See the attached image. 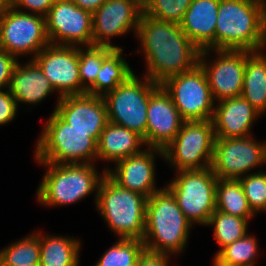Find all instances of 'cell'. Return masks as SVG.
<instances>
[{
  "mask_svg": "<svg viewBox=\"0 0 266 266\" xmlns=\"http://www.w3.org/2000/svg\"><path fill=\"white\" fill-rule=\"evenodd\" d=\"M185 121L212 120L215 101L204 70H192L168 78L161 84Z\"/></svg>",
  "mask_w": 266,
  "mask_h": 266,
  "instance_id": "11",
  "label": "cell"
},
{
  "mask_svg": "<svg viewBox=\"0 0 266 266\" xmlns=\"http://www.w3.org/2000/svg\"><path fill=\"white\" fill-rule=\"evenodd\" d=\"M0 43L7 53L31 59L50 44L46 33V17L24 13L12 6L0 14Z\"/></svg>",
  "mask_w": 266,
  "mask_h": 266,
  "instance_id": "10",
  "label": "cell"
},
{
  "mask_svg": "<svg viewBox=\"0 0 266 266\" xmlns=\"http://www.w3.org/2000/svg\"><path fill=\"white\" fill-rule=\"evenodd\" d=\"M35 144L36 162L53 164H93L101 132L72 128L55 111L51 113Z\"/></svg>",
  "mask_w": 266,
  "mask_h": 266,
  "instance_id": "4",
  "label": "cell"
},
{
  "mask_svg": "<svg viewBox=\"0 0 266 266\" xmlns=\"http://www.w3.org/2000/svg\"><path fill=\"white\" fill-rule=\"evenodd\" d=\"M145 250V245L139 239H118L115 244L101 256L95 266H129L138 261Z\"/></svg>",
  "mask_w": 266,
  "mask_h": 266,
  "instance_id": "31",
  "label": "cell"
},
{
  "mask_svg": "<svg viewBox=\"0 0 266 266\" xmlns=\"http://www.w3.org/2000/svg\"><path fill=\"white\" fill-rule=\"evenodd\" d=\"M114 50L107 46L79 47V73L82 87L87 91L96 81L103 60Z\"/></svg>",
  "mask_w": 266,
  "mask_h": 266,
  "instance_id": "32",
  "label": "cell"
},
{
  "mask_svg": "<svg viewBox=\"0 0 266 266\" xmlns=\"http://www.w3.org/2000/svg\"><path fill=\"white\" fill-rule=\"evenodd\" d=\"M216 210L240 218H252L251 210L239 179H219L216 184Z\"/></svg>",
  "mask_w": 266,
  "mask_h": 266,
  "instance_id": "27",
  "label": "cell"
},
{
  "mask_svg": "<svg viewBox=\"0 0 266 266\" xmlns=\"http://www.w3.org/2000/svg\"><path fill=\"white\" fill-rule=\"evenodd\" d=\"M123 48L114 49L102 62L95 83L86 93L104 97L134 74L126 59Z\"/></svg>",
  "mask_w": 266,
  "mask_h": 266,
  "instance_id": "26",
  "label": "cell"
},
{
  "mask_svg": "<svg viewBox=\"0 0 266 266\" xmlns=\"http://www.w3.org/2000/svg\"><path fill=\"white\" fill-rule=\"evenodd\" d=\"M46 33L52 45L92 46V13L72 0H55L46 16Z\"/></svg>",
  "mask_w": 266,
  "mask_h": 266,
  "instance_id": "14",
  "label": "cell"
},
{
  "mask_svg": "<svg viewBox=\"0 0 266 266\" xmlns=\"http://www.w3.org/2000/svg\"><path fill=\"white\" fill-rule=\"evenodd\" d=\"M54 111L79 131L102 132L109 122L104 98L88 93L62 97Z\"/></svg>",
  "mask_w": 266,
  "mask_h": 266,
  "instance_id": "19",
  "label": "cell"
},
{
  "mask_svg": "<svg viewBox=\"0 0 266 266\" xmlns=\"http://www.w3.org/2000/svg\"><path fill=\"white\" fill-rule=\"evenodd\" d=\"M48 167L36 192L37 202L44 206H66L86 198L95 191L97 193L106 169L102 174L94 164H53L37 162Z\"/></svg>",
  "mask_w": 266,
  "mask_h": 266,
  "instance_id": "5",
  "label": "cell"
},
{
  "mask_svg": "<svg viewBox=\"0 0 266 266\" xmlns=\"http://www.w3.org/2000/svg\"><path fill=\"white\" fill-rule=\"evenodd\" d=\"M143 14V0H106L92 14V46H107L114 49L110 38L126 35L133 30L135 35Z\"/></svg>",
  "mask_w": 266,
  "mask_h": 266,
  "instance_id": "15",
  "label": "cell"
},
{
  "mask_svg": "<svg viewBox=\"0 0 266 266\" xmlns=\"http://www.w3.org/2000/svg\"><path fill=\"white\" fill-rule=\"evenodd\" d=\"M191 227L192 224L166 186L147 199L142 240L145 250L168 255L180 254L187 246Z\"/></svg>",
  "mask_w": 266,
  "mask_h": 266,
  "instance_id": "3",
  "label": "cell"
},
{
  "mask_svg": "<svg viewBox=\"0 0 266 266\" xmlns=\"http://www.w3.org/2000/svg\"><path fill=\"white\" fill-rule=\"evenodd\" d=\"M11 7V0H0V14Z\"/></svg>",
  "mask_w": 266,
  "mask_h": 266,
  "instance_id": "40",
  "label": "cell"
},
{
  "mask_svg": "<svg viewBox=\"0 0 266 266\" xmlns=\"http://www.w3.org/2000/svg\"><path fill=\"white\" fill-rule=\"evenodd\" d=\"M166 187L174 195L179 208L194 226H206L216 210V184L218 177L208 167L183 170Z\"/></svg>",
  "mask_w": 266,
  "mask_h": 266,
  "instance_id": "8",
  "label": "cell"
},
{
  "mask_svg": "<svg viewBox=\"0 0 266 266\" xmlns=\"http://www.w3.org/2000/svg\"><path fill=\"white\" fill-rule=\"evenodd\" d=\"M252 218H240L215 210L210 216L207 226H214L213 236L221 247L232 244L248 233V224Z\"/></svg>",
  "mask_w": 266,
  "mask_h": 266,
  "instance_id": "30",
  "label": "cell"
},
{
  "mask_svg": "<svg viewBox=\"0 0 266 266\" xmlns=\"http://www.w3.org/2000/svg\"><path fill=\"white\" fill-rule=\"evenodd\" d=\"M266 165V141L253 135L243 138H215L210 168L219 179H239L253 168ZM247 173V174H246Z\"/></svg>",
  "mask_w": 266,
  "mask_h": 266,
  "instance_id": "12",
  "label": "cell"
},
{
  "mask_svg": "<svg viewBox=\"0 0 266 266\" xmlns=\"http://www.w3.org/2000/svg\"><path fill=\"white\" fill-rule=\"evenodd\" d=\"M184 121L171 96L160 86L148 103L145 146L163 150L176 137Z\"/></svg>",
  "mask_w": 266,
  "mask_h": 266,
  "instance_id": "18",
  "label": "cell"
},
{
  "mask_svg": "<svg viewBox=\"0 0 266 266\" xmlns=\"http://www.w3.org/2000/svg\"><path fill=\"white\" fill-rule=\"evenodd\" d=\"M213 266H221L215 260H213Z\"/></svg>",
  "mask_w": 266,
  "mask_h": 266,
  "instance_id": "42",
  "label": "cell"
},
{
  "mask_svg": "<svg viewBox=\"0 0 266 266\" xmlns=\"http://www.w3.org/2000/svg\"><path fill=\"white\" fill-rule=\"evenodd\" d=\"M261 114L242 96L216 102L212 118L215 138H243Z\"/></svg>",
  "mask_w": 266,
  "mask_h": 266,
  "instance_id": "20",
  "label": "cell"
},
{
  "mask_svg": "<svg viewBox=\"0 0 266 266\" xmlns=\"http://www.w3.org/2000/svg\"><path fill=\"white\" fill-rule=\"evenodd\" d=\"M145 145L137 133L108 122L97 142V160L116 163L126 157L141 153Z\"/></svg>",
  "mask_w": 266,
  "mask_h": 266,
  "instance_id": "23",
  "label": "cell"
},
{
  "mask_svg": "<svg viewBox=\"0 0 266 266\" xmlns=\"http://www.w3.org/2000/svg\"><path fill=\"white\" fill-rule=\"evenodd\" d=\"M214 142L212 120L184 121L176 137L163 149L164 160L175 172L208 168Z\"/></svg>",
  "mask_w": 266,
  "mask_h": 266,
  "instance_id": "9",
  "label": "cell"
},
{
  "mask_svg": "<svg viewBox=\"0 0 266 266\" xmlns=\"http://www.w3.org/2000/svg\"><path fill=\"white\" fill-rule=\"evenodd\" d=\"M216 59L207 61L210 52ZM199 65L204 70L216 103L241 96L246 65V50H210L200 52Z\"/></svg>",
  "mask_w": 266,
  "mask_h": 266,
  "instance_id": "13",
  "label": "cell"
},
{
  "mask_svg": "<svg viewBox=\"0 0 266 266\" xmlns=\"http://www.w3.org/2000/svg\"><path fill=\"white\" fill-rule=\"evenodd\" d=\"M18 60L5 50H0V90L8 88L13 69Z\"/></svg>",
  "mask_w": 266,
  "mask_h": 266,
  "instance_id": "37",
  "label": "cell"
},
{
  "mask_svg": "<svg viewBox=\"0 0 266 266\" xmlns=\"http://www.w3.org/2000/svg\"><path fill=\"white\" fill-rule=\"evenodd\" d=\"M169 257L171 255L144 250L138 258V266H169Z\"/></svg>",
  "mask_w": 266,
  "mask_h": 266,
  "instance_id": "38",
  "label": "cell"
},
{
  "mask_svg": "<svg viewBox=\"0 0 266 266\" xmlns=\"http://www.w3.org/2000/svg\"><path fill=\"white\" fill-rule=\"evenodd\" d=\"M136 36L147 67L143 76L158 85L199 64L201 50L186 36L180 25L143 13Z\"/></svg>",
  "mask_w": 266,
  "mask_h": 266,
  "instance_id": "1",
  "label": "cell"
},
{
  "mask_svg": "<svg viewBox=\"0 0 266 266\" xmlns=\"http://www.w3.org/2000/svg\"><path fill=\"white\" fill-rule=\"evenodd\" d=\"M264 10H265V13H266V0H260Z\"/></svg>",
  "mask_w": 266,
  "mask_h": 266,
  "instance_id": "41",
  "label": "cell"
},
{
  "mask_svg": "<svg viewBox=\"0 0 266 266\" xmlns=\"http://www.w3.org/2000/svg\"><path fill=\"white\" fill-rule=\"evenodd\" d=\"M80 239L40 232V266H79Z\"/></svg>",
  "mask_w": 266,
  "mask_h": 266,
  "instance_id": "25",
  "label": "cell"
},
{
  "mask_svg": "<svg viewBox=\"0 0 266 266\" xmlns=\"http://www.w3.org/2000/svg\"><path fill=\"white\" fill-rule=\"evenodd\" d=\"M147 197L119 186L107 174L103 177L96 210L119 239L143 240Z\"/></svg>",
  "mask_w": 266,
  "mask_h": 266,
  "instance_id": "6",
  "label": "cell"
},
{
  "mask_svg": "<svg viewBox=\"0 0 266 266\" xmlns=\"http://www.w3.org/2000/svg\"><path fill=\"white\" fill-rule=\"evenodd\" d=\"M259 170L239 178L249 206L255 214L266 212V172Z\"/></svg>",
  "mask_w": 266,
  "mask_h": 266,
  "instance_id": "34",
  "label": "cell"
},
{
  "mask_svg": "<svg viewBox=\"0 0 266 266\" xmlns=\"http://www.w3.org/2000/svg\"><path fill=\"white\" fill-rule=\"evenodd\" d=\"M160 86L146 76L139 79L135 73L131 75L103 97L108 121L137 133L145 142L148 103Z\"/></svg>",
  "mask_w": 266,
  "mask_h": 266,
  "instance_id": "7",
  "label": "cell"
},
{
  "mask_svg": "<svg viewBox=\"0 0 266 266\" xmlns=\"http://www.w3.org/2000/svg\"><path fill=\"white\" fill-rule=\"evenodd\" d=\"M258 246L255 235L247 233L244 237L217 251L213 260L221 266H255Z\"/></svg>",
  "mask_w": 266,
  "mask_h": 266,
  "instance_id": "29",
  "label": "cell"
},
{
  "mask_svg": "<svg viewBox=\"0 0 266 266\" xmlns=\"http://www.w3.org/2000/svg\"><path fill=\"white\" fill-rule=\"evenodd\" d=\"M54 2L55 0H11V6L24 13H30L31 11V14L46 17ZM21 9H26V11H22Z\"/></svg>",
  "mask_w": 266,
  "mask_h": 266,
  "instance_id": "35",
  "label": "cell"
},
{
  "mask_svg": "<svg viewBox=\"0 0 266 266\" xmlns=\"http://www.w3.org/2000/svg\"><path fill=\"white\" fill-rule=\"evenodd\" d=\"M36 264H40V231L32 232L0 250V266Z\"/></svg>",
  "mask_w": 266,
  "mask_h": 266,
  "instance_id": "28",
  "label": "cell"
},
{
  "mask_svg": "<svg viewBox=\"0 0 266 266\" xmlns=\"http://www.w3.org/2000/svg\"><path fill=\"white\" fill-rule=\"evenodd\" d=\"M193 0H143V13L169 23L180 25Z\"/></svg>",
  "mask_w": 266,
  "mask_h": 266,
  "instance_id": "33",
  "label": "cell"
},
{
  "mask_svg": "<svg viewBox=\"0 0 266 266\" xmlns=\"http://www.w3.org/2000/svg\"><path fill=\"white\" fill-rule=\"evenodd\" d=\"M15 98L10 94L8 88L0 90V125H5L15 119L18 112Z\"/></svg>",
  "mask_w": 266,
  "mask_h": 266,
  "instance_id": "36",
  "label": "cell"
},
{
  "mask_svg": "<svg viewBox=\"0 0 266 266\" xmlns=\"http://www.w3.org/2000/svg\"><path fill=\"white\" fill-rule=\"evenodd\" d=\"M58 93L64 96L86 93L79 73V47L49 44L33 59Z\"/></svg>",
  "mask_w": 266,
  "mask_h": 266,
  "instance_id": "16",
  "label": "cell"
},
{
  "mask_svg": "<svg viewBox=\"0 0 266 266\" xmlns=\"http://www.w3.org/2000/svg\"><path fill=\"white\" fill-rule=\"evenodd\" d=\"M220 0H193L180 27L202 51L215 50V30Z\"/></svg>",
  "mask_w": 266,
  "mask_h": 266,
  "instance_id": "21",
  "label": "cell"
},
{
  "mask_svg": "<svg viewBox=\"0 0 266 266\" xmlns=\"http://www.w3.org/2000/svg\"><path fill=\"white\" fill-rule=\"evenodd\" d=\"M8 90L15 98L17 106L19 103L36 105L44 101L53 92H56L33 59L22 65L19 61L16 63Z\"/></svg>",
  "mask_w": 266,
  "mask_h": 266,
  "instance_id": "22",
  "label": "cell"
},
{
  "mask_svg": "<svg viewBox=\"0 0 266 266\" xmlns=\"http://www.w3.org/2000/svg\"><path fill=\"white\" fill-rule=\"evenodd\" d=\"M79 8L89 11L92 14L99 9L106 0H72Z\"/></svg>",
  "mask_w": 266,
  "mask_h": 266,
  "instance_id": "39",
  "label": "cell"
},
{
  "mask_svg": "<svg viewBox=\"0 0 266 266\" xmlns=\"http://www.w3.org/2000/svg\"><path fill=\"white\" fill-rule=\"evenodd\" d=\"M266 49V13L260 0H220L215 50Z\"/></svg>",
  "mask_w": 266,
  "mask_h": 266,
  "instance_id": "2",
  "label": "cell"
},
{
  "mask_svg": "<svg viewBox=\"0 0 266 266\" xmlns=\"http://www.w3.org/2000/svg\"><path fill=\"white\" fill-rule=\"evenodd\" d=\"M247 51L241 96L260 114L266 112V53Z\"/></svg>",
  "mask_w": 266,
  "mask_h": 266,
  "instance_id": "24",
  "label": "cell"
},
{
  "mask_svg": "<svg viewBox=\"0 0 266 266\" xmlns=\"http://www.w3.org/2000/svg\"><path fill=\"white\" fill-rule=\"evenodd\" d=\"M155 155L164 159L162 149L144 148L141 153L114 163L115 169L106 167V174L119 186L149 198L153 193L162 189L156 186Z\"/></svg>",
  "mask_w": 266,
  "mask_h": 266,
  "instance_id": "17",
  "label": "cell"
},
{
  "mask_svg": "<svg viewBox=\"0 0 266 266\" xmlns=\"http://www.w3.org/2000/svg\"><path fill=\"white\" fill-rule=\"evenodd\" d=\"M129 266H138V261L135 264Z\"/></svg>",
  "mask_w": 266,
  "mask_h": 266,
  "instance_id": "43",
  "label": "cell"
}]
</instances>
